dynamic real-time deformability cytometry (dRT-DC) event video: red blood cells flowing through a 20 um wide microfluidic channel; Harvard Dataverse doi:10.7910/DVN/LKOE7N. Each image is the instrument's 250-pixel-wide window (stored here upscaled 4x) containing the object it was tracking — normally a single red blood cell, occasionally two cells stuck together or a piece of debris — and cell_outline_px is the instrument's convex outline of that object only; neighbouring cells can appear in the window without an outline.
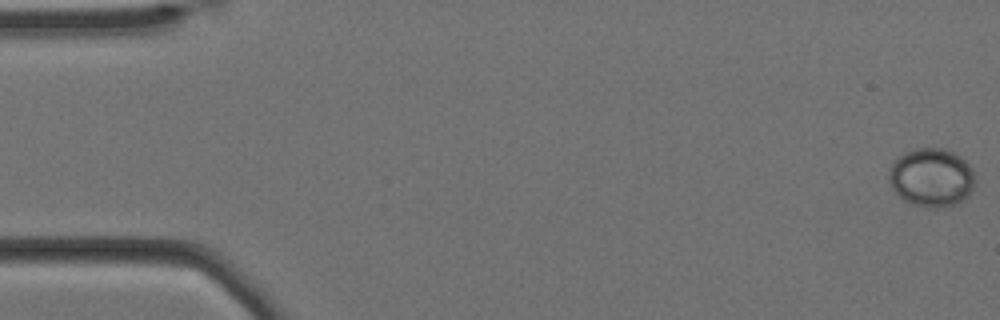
{"species": "Egyptian fruit bat (a non-hibernating species)", "species_latin": "Rousettus aegyptiacus", "temperature_condition": "cold", "stored_images_in_passage": 58, "camera_frame_rate_fps": 3000, "um_per_image_px": 0.085, "animal": {"sex": "female"}, "frame": {"image": 1, "passage_image": 1, "time_ms": 0.0, "image_size_px": [1000, 320], "cell_outline_px": [[972, 188], [968, 196], [964, 200], [944, 208], [924, 208], [912, 204], [904, 200], [892, 188], [888, 180], [888, 172], [892, 164], [904, 152], [912, 148], [944, 148], [952, 152], [964, 160], [972, 168]], "centroid_in_image_um": [79.14, 15.1], "position_along_channel_um": 5.9, "area_um2": 29.36}}
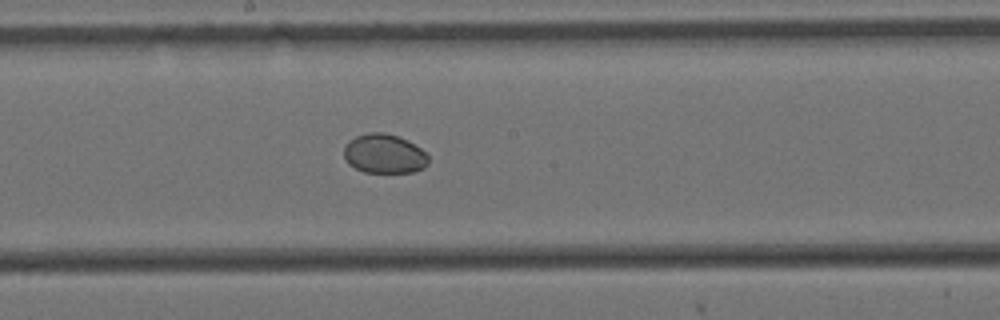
{"frame": {"image": 2, "passage_image": 31, "time_ms": 10.0, "image_size_px": [1000, 320], "cell_outline_px": [[428, 164], [424, 168], [412, 172], [364, 172], [348, 164], [344, 156], [344, 148], [348, 140], [356, 136], [368, 132], [384, 132], [408, 140], [420, 148], [428, 156]], "centroid_in_image_um": [32.65, 13.06], "position_along_channel_um": 215.6, "area_um2": 19.36}}
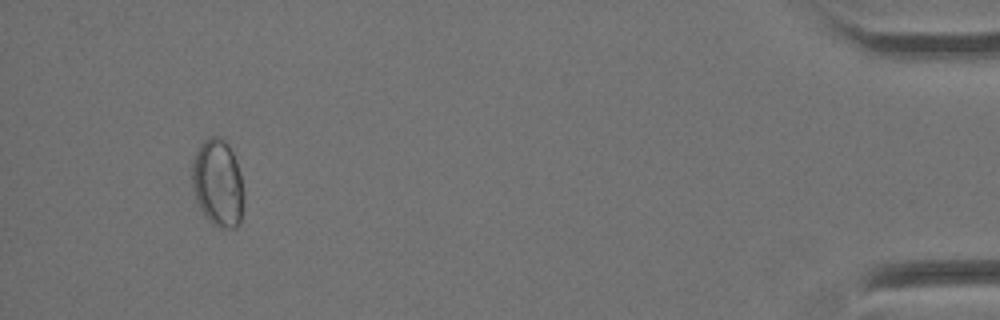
{"frame": {"image": 3, "passage_image": 55, "time_ms": 18.0, "image_size_px": [1000, 320], "cell_outline_px": [[244, 204], [240, 224], [236, 228], [220, 228], [212, 224], [204, 216], [196, 200], [192, 188], [192, 168], [196, 152], [200, 144], [208, 136], [220, 136], [228, 144], [236, 160], [240, 172], [244, 192]], "centroid_in_image_um": [18.54, 15.59], "position_along_channel_um": 416.7, "area_um2": 26.76}}